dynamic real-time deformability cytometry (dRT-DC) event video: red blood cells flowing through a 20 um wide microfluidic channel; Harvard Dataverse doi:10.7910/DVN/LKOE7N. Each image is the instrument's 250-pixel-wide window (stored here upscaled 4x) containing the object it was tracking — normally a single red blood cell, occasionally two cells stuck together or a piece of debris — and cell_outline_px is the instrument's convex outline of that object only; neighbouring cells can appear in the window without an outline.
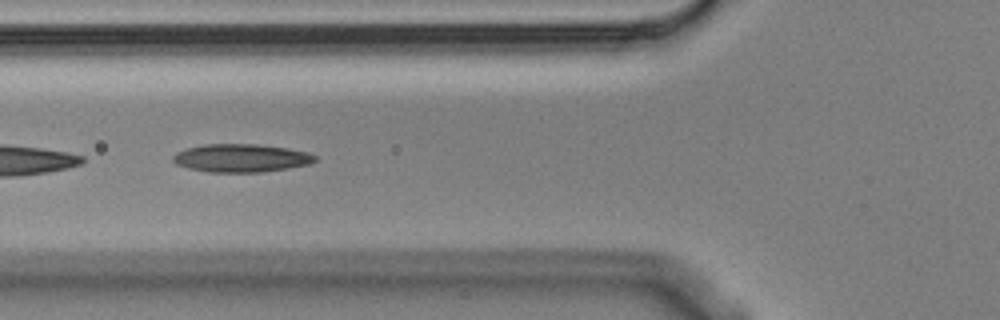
{"species": "Egyptian fruit bat (a non-hibernating species)", "species_latin": "Rousettus aegyptiacus", "temperature_condition": "cold", "stored_images_in_passage": 3, "camera_frame_rate_fps": 3000, "um_per_image_px": 0.085, "animal": {"sex": "male"}, "frame": {"image": 1, "passage_image": 2, "time_ms": 0.333, "image_size_px": [1000, 320], "cell_outline_px": [[316, 160], [312, 164], [288, 168], [260, 172], [208, 172], [188, 168], [176, 164], [172, 160], [172, 156], [176, 152], [188, 148], [204, 144], [256, 144], [288, 148], [308, 152], [316, 156]], "centroid_in_image_um": [20.5, 13.43], "position_along_channel_um": 105.3, "area_um2": 23.35}}